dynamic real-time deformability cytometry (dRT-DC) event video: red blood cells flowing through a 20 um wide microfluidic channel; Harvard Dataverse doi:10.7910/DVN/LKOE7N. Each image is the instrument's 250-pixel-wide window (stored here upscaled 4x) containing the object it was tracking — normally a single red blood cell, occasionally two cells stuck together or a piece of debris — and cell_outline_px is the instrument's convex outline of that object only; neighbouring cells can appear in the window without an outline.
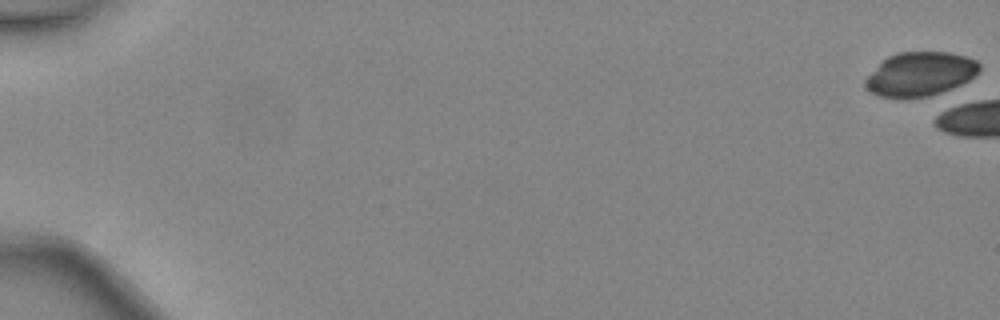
{"species": "common noctule bat (a hibernating species)", "species_latin": "Nyctalus noctula", "temperature_condition": "warm", "stored_images_in_passage": 3, "camera_frame_rate_fps": 3000, "um_per_image_px": 0.085, "animal": {"sex": "female", "body_mass_g": 24.6, "forearm_length_mm": 56.2}, "frame": {"image": 1, "passage_image": 1, "time_ms": 0.0, "image_size_px": [1000, 320], "cell_outline_px": [[980, 68], [968, 80], [952, 88], [928, 96], [900, 100], [880, 96], [872, 92], [864, 84], [864, 80], [880, 60], [896, 52], [948, 52], [964, 56], [976, 60], [980, 64]], "centroid_in_image_um": [78.14, 6.3], "position_along_channel_um": 6.9, "area_um2": 29.42}}